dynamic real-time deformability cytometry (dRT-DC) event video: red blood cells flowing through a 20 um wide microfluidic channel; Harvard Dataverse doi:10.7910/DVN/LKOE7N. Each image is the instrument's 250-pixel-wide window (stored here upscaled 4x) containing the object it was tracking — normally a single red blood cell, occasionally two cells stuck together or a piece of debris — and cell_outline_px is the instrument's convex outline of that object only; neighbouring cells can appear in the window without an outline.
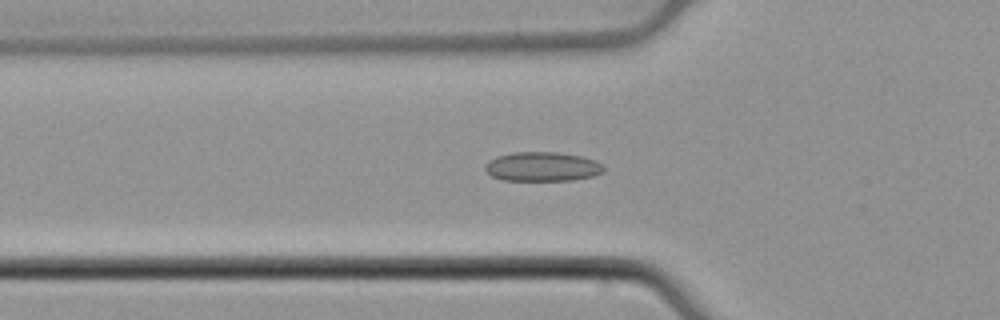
{"species": "common noctule bat (a hibernating species)", "species_latin": "Nyctalus noctula", "temperature_condition": "cold", "stored_images_in_passage": 43, "camera_frame_rate_fps": 3000, "um_per_image_px": 0.085, "animal": {"sex": "male", "body_mass_g": 21.5, "forearm_length_mm": 52.0}, "frame": {"image": 1, "passage_image": 14, "time_ms": 4.333, "image_size_px": [1000, 320], "cell_outline_px": [[604, 172], [592, 176], [572, 180], [504, 180], [492, 176], [484, 168], [496, 156], [512, 152], [556, 152], [580, 156], [596, 160], [604, 164]], "centroid_in_image_um": [46.15, 14.16], "position_along_channel_um": 79.7, "area_um2": 20.11}}
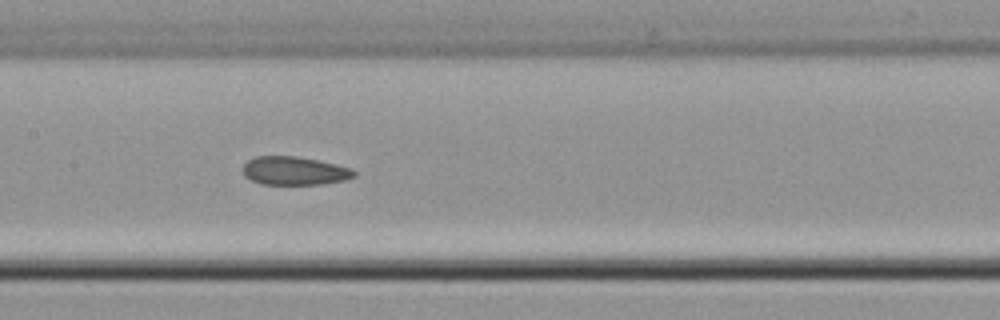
{"frame": {"image": 2, "passage_image": 22, "time_ms": 7.0, "image_size_px": [1000, 320], "cell_outline_px": [[356, 176], [344, 180], [320, 184], [260, 184], [244, 176], [244, 164], [248, 160], [256, 156], [296, 156], [336, 164], [352, 168], [356, 172]], "centroid_in_image_um": [25.04, 14.52], "position_along_channel_um": 182.4, "area_um2": 18.32}}
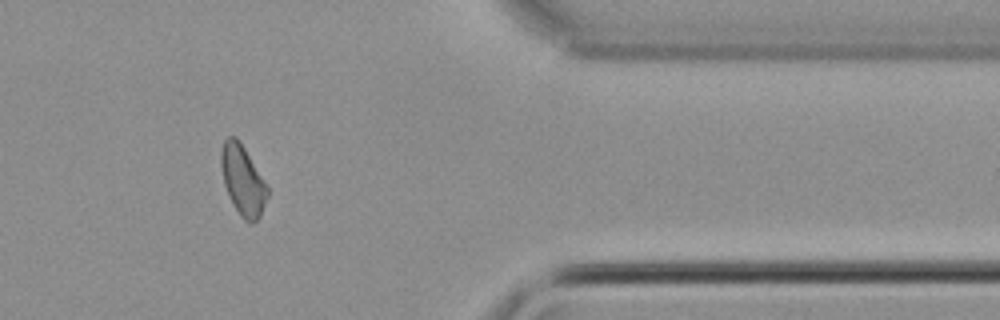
{"frame": {"image": 3, "passage_image": 40, "time_ms": 13.0, "image_size_px": [1000, 320], "cell_outline_px": [[268, 196], [260, 216], [252, 224], [248, 224], [240, 216], [224, 184], [220, 164], [220, 152], [224, 140], [228, 136], [236, 136], [244, 148], [268, 188]], "centroid_in_image_um": [20.62, 15.33], "position_along_channel_um": 390.8, "area_um2": 18.55}, "authors_computed_cell_mechanics": {"area_um2": 19.363, "velocity_mm_per_s": 3.8495, "shape_relaxation_time_tau1_ms": null, "shape_relaxation_time_tau2_ms": 5.7854, "deformation_change_tau1": null, "deformation_change_tau2": 0.0985}}